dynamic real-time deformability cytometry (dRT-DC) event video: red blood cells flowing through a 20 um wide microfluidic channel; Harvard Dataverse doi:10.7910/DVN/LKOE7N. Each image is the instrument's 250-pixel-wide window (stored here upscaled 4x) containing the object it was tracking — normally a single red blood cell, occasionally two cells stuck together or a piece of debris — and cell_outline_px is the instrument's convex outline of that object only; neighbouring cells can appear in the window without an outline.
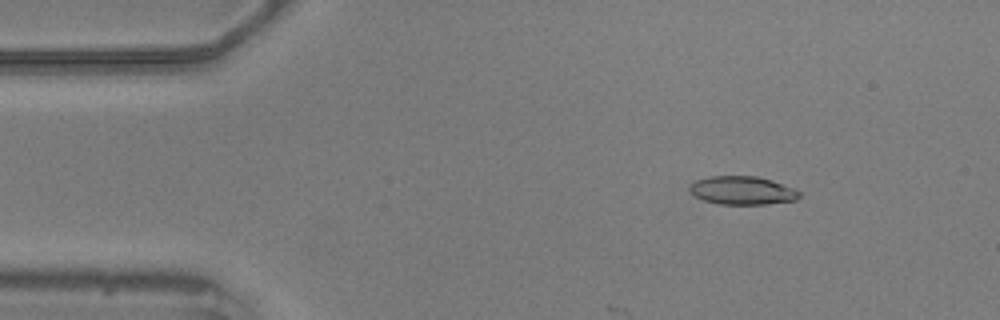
{"species": "common noctule bat (a hibernating species)", "species_latin": "Nyctalus noctula", "temperature_condition": "warm", "stored_images_in_passage": 9, "camera_frame_rate_fps": 3000, "um_per_image_px": 0.085, "animal": {"sex": "male", "body_mass_g": 20.5, "forearm_length_mm": 52.5}, "frame": {"image": 1, "passage_image": 7, "time_ms": 2.0, "image_size_px": [1000, 320], "cell_outline_px": [[800, 196], [796, 200], [768, 204], [720, 204], [704, 200], [696, 196], [688, 188], [696, 180], [708, 176], [756, 176], [772, 180], [792, 188], [800, 192]], "centroid_in_image_um": [63.11, 16.18], "position_along_channel_um": 21.9, "area_um2": 17.98}}